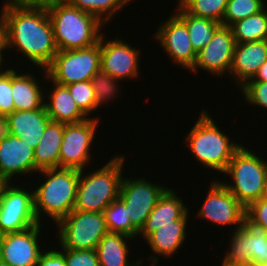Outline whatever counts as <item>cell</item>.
<instances>
[{
    "mask_svg": "<svg viewBox=\"0 0 267 266\" xmlns=\"http://www.w3.org/2000/svg\"><path fill=\"white\" fill-rule=\"evenodd\" d=\"M1 11L7 50L17 49L31 66L46 69L58 51L47 8L5 0Z\"/></svg>",
    "mask_w": 267,
    "mask_h": 266,
    "instance_id": "obj_1",
    "label": "cell"
},
{
    "mask_svg": "<svg viewBox=\"0 0 267 266\" xmlns=\"http://www.w3.org/2000/svg\"><path fill=\"white\" fill-rule=\"evenodd\" d=\"M207 110L199 113L193 127L184 137V144L198 164L223 174L234 153L242 146L221 130ZM214 119V120H213ZM235 141V142H234ZM186 142V143H185Z\"/></svg>",
    "mask_w": 267,
    "mask_h": 266,
    "instance_id": "obj_2",
    "label": "cell"
},
{
    "mask_svg": "<svg viewBox=\"0 0 267 266\" xmlns=\"http://www.w3.org/2000/svg\"><path fill=\"white\" fill-rule=\"evenodd\" d=\"M37 173L45 176L42 184L40 182L38 187H33L37 220L44 224L43 216H47L56 225L74 208L80 170L52 168L42 169Z\"/></svg>",
    "mask_w": 267,
    "mask_h": 266,
    "instance_id": "obj_3",
    "label": "cell"
},
{
    "mask_svg": "<svg viewBox=\"0 0 267 266\" xmlns=\"http://www.w3.org/2000/svg\"><path fill=\"white\" fill-rule=\"evenodd\" d=\"M115 156V157H114ZM109 158L101 168L89 171L80 170L76 201L73 210L82 212H103L119 197L120 184L126 163V154L118 152ZM124 165V166H123Z\"/></svg>",
    "mask_w": 267,
    "mask_h": 266,
    "instance_id": "obj_4",
    "label": "cell"
},
{
    "mask_svg": "<svg viewBox=\"0 0 267 266\" xmlns=\"http://www.w3.org/2000/svg\"><path fill=\"white\" fill-rule=\"evenodd\" d=\"M58 50L87 48L99 42L105 24L68 0L47 7Z\"/></svg>",
    "mask_w": 267,
    "mask_h": 266,
    "instance_id": "obj_5",
    "label": "cell"
},
{
    "mask_svg": "<svg viewBox=\"0 0 267 266\" xmlns=\"http://www.w3.org/2000/svg\"><path fill=\"white\" fill-rule=\"evenodd\" d=\"M253 151L242 145L223 173L230 177L231 183L221 181L245 208L263 198L267 178V160Z\"/></svg>",
    "mask_w": 267,
    "mask_h": 266,
    "instance_id": "obj_6",
    "label": "cell"
},
{
    "mask_svg": "<svg viewBox=\"0 0 267 266\" xmlns=\"http://www.w3.org/2000/svg\"><path fill=\"white\" fill-rule=\"evenodd\" d=\"M101 37L98 43L76 50H58L52 62L43 72V79L59 85L89 81L100 71Z\"/></svg>",
    "mask_w": 267,
    "mask_h": 266,
    "instance_id": "obj_7",
    "label": "cell"
},
{
    "mask_svg": "<svg viewBox=\"0 0 267 266\" xmlns=\"http://www.w3.org/2000/svg\"><path fill=\"white\" fill-rule=\"evenodd\" d=\"M221 266L251 264L267 266V230L246 213L242 226L231 231Z\"/></svg>",
    "mask_w": 267,
    "mask_h": 266,
    "instance_id": "obj_8",
    "label": "cell"
},
{
    "mask_svg": "<svg viewBox=\"0 0 267 266\" xmlns=\"http://www.w3.org/2000/svg\"><path fill=\"white\" fill-rule=\"evenodd\" d=\"M57 239L63 248L94 250L108 232L102 212L72 210L56 224Z\"/></svg>",
    "mask_w": 267,
    "mask_h": 266,
    "instance_id": "obj_9",
    "label": "cell"
},
{
    "mask_svg": "<svg viewBox=\"0 0 267 266\" xmlns=\"http://www.w3.org/2000/svg\"><path fill=\"white\" fill-rule=\"evenodd\" d=\"M19 184L20 181L0 183V236L39 224L34 210L33 190H27L26 183L25 186Z\"/></svg>",
    "mask_w": 267,
    "mask_h": 266,
    "instance_id": "obj_10",
    "label": "cell"
},
{
    "mask_svg": "<svg viewBox=\"0 0 267 266\" xmlns=\"http://www.w3.org/2000/svg\"><path fill=\"white\" fill-rule=\"evenodd\" d=\"M101 117L94 116L79 123L64 124L59 153V168L84 170L92 162L94 139ZM92 155V156H91Z\"/></svg>",
    "mask_w": 267,
    "mask_h": 266,
    "instance_id": "obj_11",
    "label": "cell"
},
{
    "mask_svg": "<svg viewBox=\"0 0 267 266\" xmlns=\"http://www.w3.org/2000/svg\"><path fill=\"white\" fill-rule=\"evenodd\" d=\"M146 177H122L119 198L124 202L131 224L140 232L163 193L165 184H154Z\"/></svg>",
    "mask_w": 267,
    "mask_h": 266,
    "instance_id": "obj_12",
    "label": "cell"
},
{
    "mask_svg": "<svg viewBox=\"0 0 267 266\" xmlns=\"http://www.w3.org/2000/svg\"><path fill=\"white\" fill-rule=\"evenodd\" d=\"M221 179H212L205 200L197 211L196 218L219 226H233V230L242 226L246 208L222 184ZM236 226V227H235Z\"/></svg>",
    "mask_w": 267,
    "mask_h": 266,
    "instance_id": "obj_13",
    "label": "cell"
},
{
    "mask_svg": "<svg viewBox=\"0 0 267 266\" xmlns=\"http://www.w3.org/2000/svg\"><path fill=\"white\" fill-rule=\"evenodd\" d=\"M104 35L105 32L101 35L100 70L121 81L138 79L141 74L139 66L141 50L126 43L122 37L117 36L107 40Z\"/></svg>",
    "mask_w": 267,
    "mask_h": 266,
    "instance_id": "obj_14",
    "label": "cell"
},
{
    "mask_svg": "<svg viewBox=\"0 0 267 266\" xmlns=\"http://www.w3.org/2000/svg\"><path fill=\"white\" fill-rule=\"evenodd\" d=\"M167 19L160 23L153 38L159 42L170 61H174L178 67L191 70L195 65L197 53L192 47L188 28L174 12Z\"/></svg>",
    "mask_w": 267,
    "mask_h": 266,
    "instance_id": "obj_15",
    "label": "cell"
},
{
    "mask_svg": "<svg viewBox=\"0 0 267 266\" xmlns=\"http://www.w3.org/2000/svg\"><path fill=\"white\" fill-rule=\"evenodd\" d=\"M43 227L39 223L26 230L1 235L0 261L9 266H36L45 250L39 243Z\"/></svg>",
    "mask_w": 267,
    "mask_h": 266,
    "instance_id": "obj_16",
    "label": "cell"
},
{
    "mask_svg": "<svg viewBox=\"0 0 267 266\" xmlns=\"http://www.w3.org/2000/svg\"><path fill=\"white\" fill-rule=\"evenodd\" d=\"M235 46L236 41L230 27L221 25L212 40L197 53L195 65L190 71L196 74L201 69L219 78L225 74L228 75L225 77H229Z\"/></svg>",
    "mask_w": 267,
    "mask_h": 266,
    "instance_id": "obj_17",
    "label": "cell"
},
{
    "mask_svg": "<svg viewBox=\"0 0 267 266\" xmlns=\"http://www.w3.org/2000/svg\"><path fill=\"white\" fill-rule=\"evenodd\" d=\"M38 171L35 167L34 149L30 145L14 135L0 142V183L16 182L15 176H36Z\"/></svg>",
    "mask_w": 267,
    "mask_h": 266,
    "instance_id": "obj_18",
    "label": "cell"
},
{
    "mask_svg": "<svg viewBox=\"0 0 267 266\" xmlns=\"http://www.w3.org/2000/svg\"><path fill=\"white\" fill-rule=\"evenodd\" d=\"M189 212L187 211L181 218L176 219L170 224L159 227L155 232H152L145 240L147 246L152 250V255L149 254V258L146 260L150 261L149 266H158L160 256L172 258L178 250L181 248L183 243L187 239V224H189ZM188 221V222H187Z\"/></svg>",
    "mask_w": 267,
    "mask_h": 266,
    "instance_id": "obj_19",
    "label": "cell"
},
{
    "mask_svg": "<svg viewBox=\"0 0 267 266\" xmlns=\"http://www.w3.org/2000/svg\"><path fill=\"white\" fill-rule=\"evenodd\" d=\"M266 60L267 40L236 43L230 77L227 78L235 79L237 88H240L255 76Z\"/></svg>",
    "mask_w": 267,
    "mask_h": 266,
    "instance_id": "obj_20",
    "label": "cell"
},
{
    "mask_svg": "<svg viewBox=\"0 0 267 266\" xmlns=\"http://www.w3.org/2000/svg\"><path fill=\"white\" fill-rule=\"evenodd\" d=\"M12 66V99L15 111H31L44 107L45 86L40 85L39 78ZM24 72V73H23ZM37 78V79H36ZM42 86V87H41Z\"/></svg>",
    "mask_w": 267,
    "mask_h": 266,
    "instance_id": "obj_21",
    "label": "cell"
},
{
    "mask_svg": "<svg viewBox=\"0 0 267 266\" xmlns=\"http://www.w3.org/2000/svg\"><path fill=\"white\" fill-rule=\"evenodd\" d=\"M7 117L11 134L22 139L33 149L39 144L46 126L51 121L45 106L31 111H14Z\"/></svg>",
    "mask_w": 267,
    "mask_h": 266,
    "instance_id": "obj_22",
    "label": "cell"
},
{
    "mask_svg": "<svg viewBox=\"0 0 267 266\" xmlns=\"http://www.w3.org/2000/svg\"><path fill=\"white\" fill-rule=\"evenodd\" d=\"M50 83H52L53 87L50 90L45 88L44 106L51 121L70 124L79 123L88 119L79 109L66 86L56 84L52 81Z\"/></svg>",
    "mask_w": 267,
    "mask_h": 266,
    "instance_id": "obj_23",
    "label": "cell"
},
{
    "mask_svg": "<svg viewBox=\"0 0 267 266\" xmlns=\"http://www.w3.org/2000/svg\"><path fill=\"white\" fill-rule=\"evenodd\" d=\"M187 207L188 205L184 204L183 198L181 199L177 195V191L168 188L149 214L138 237H142L145 241V239L159 227L170 224L176 219L181 218L187 211H189Z\"/></svg>",
    "mask_w": 267,
    "mask_h": 266,
    "instance_id": "obj_24",
    "label": "cell"
},
{
    "mask_svg": "<svg viewBox=\"0 0 267 266\" xmlns=\"http://www.w3.org/2000/svg\"><path fill=\"white\" fill-rule=\"evenodd\" d=\"M132 240L133 238L127 235L108 231L96 247L100 266H142L145 256L138 258L136 262L129 261V244Z\"/></svg>",
    "mask_w": 267,
    "mask_h": 266,
    "instance_id": "obj_25",
    "label": "cell"
},
{
    "mask_svg": "<svg viewBox=\"0 0 267 266\" xmlns=\"http://www.w3.org/2000/svg\"><path fill=\"white\" fill-rule=\"evenodd\" d=\"M64 123L50 121L42 139L34 149L35 167L38 170L59 168V153L63 141Z\"/></svg>",
    "mask_w": 267,
    "mask_h": 266,
    "instance_id": "obj_26",
    "label": "cell"
},
{
    "mask_svg": "<svg viewBox=\"0 0 267 266\" xmlns=\"http://www.w3.org/2000/svg\"><path fill=\"white\" fill-rule=\"evenodd\" d=\"M177 8V9H176ZM174 13L186 24L193 49L198 53L207 45L222 25L210 19L193 16L187 13L179 4L176 6Z\"/></svg>",
    "mask_w": 267,
    "mask_h": 266,
    "instance_id": "obj_27",
    "label": "cell"
},
{
    "mask_svg": "<svg viewBox=\"0 0 267 266\" xmlns=\"http://www.w3.org/2000/svg\"><path fill=\"white\" fill-rule=\"evenodd\" d=\"M236 43L267 40V7L230 26Z\"/></svg>",
    "mask_w": 267,
    "mask_h": 266,
    "instance_id": "obj_28",
    "label": "cell"
},
{
    "mask_svg": "<svg viewBox=\"0 0 267 266\" xmlns=\"http://www.w3.org/2000/svg\"><path fill=\"white\" fill-rule=\"evenodd\" d=\"M73 6L79 10L88 12L96 16L103 24L109 26V22L113 21L115 15L122 11L123 8L134 0H68Z\"/></svg>",
    "mask_w": 267,
    "mask_h": 266,
    "instance_id": "obj_29",
    "label": "cell"
},
{
    "mask_svg": "<svg viewBox=\"0 0 267 266\" xmlns=\"http://www.w3.org/2000/svg\"><path fill=\"white\" fill-rule=\"evenodd\" d=\"M109 232L121 233L136 239L139 231L131 224L124 202L118 197L103 210Z\"/></svg>",
    "mask_w": 267,
    "mask_h": 266,
    "instance_id": "obj_30",
    "label": "cell"
},
{
    "mask_svg": "<svg viewBox=\"0 0 267 266\" xmlns=\"http://www.w3.org/2000/svg\"><path fill=\"white\" fill-rule=\"evenodd\" d=\"M228 0H179V4L187 13L210 19L222 24Z\"/></svg>",
    "mask_w": 267,
    "mask_h": 266,
    "instance_id": "obj_31",
    "label": "cell"
},
{
    "mask_svg": "<svg viewBox=\"0 0 267 266\" xmlns=\"http://www.w3.org/2000/svg\"><path fill=\"white\" fill-rule=\"evenodd\" d=\"M265 1L266 0H228L222 25L230 27L233 23L259 13L267 6Z\"/></svg>",
    "mask_w": 267,
    "mask_h": 266,
    "instance_id": "obj_32",
    "label": "cell"
},
{
    "mask_svg": "<svg viewBox=\"0 0 267 266\" xmlns=\"http://www.w3.org/2000/svg\"><path fill=\"white\" fill-rule=\"evenodd\" d=\"M120 80L113 78L101 70L92 77L91 83L94 89L95 101L97 108L104 104L115 100V97L120 93ZM119 82V83H118ZM120 84V85H119ZM114 98V100H112Z\"/></svg>",
    "mask_w": 267,
    "mask_h": 266,
    "instance_id": "obj_33",
    "label": "cell"
},
{
    "mask_svg": "<svg viewBox=\"0 0 267 266\" xmlns=\"http://www.w3.org/2000/svg\"><path fill=\"white\" fill-rule=\"evenodd\" d=\"M71 96L73 97L75 103L78 105L79 109L88 117L91 118L93 112H97V105L95 101L94 89L89 81H79L77 83L65 85Z\"/></svg>",
    "mask_w": 267,
    "mask_h": 266,
    "instance_id": "obj_34",
    "label": "cell"
},
{
    "mask_svg": "<svg viewBox=\"0 0 267 266\" xmlns=\"http://www.w3.org/2000/svg\"><path fill=\"white\" fill-rule=\"evenodd\" d=\"M239 90L246 104L267 109V82L247 81Z\"/></svg>",
    "mask_w": 267,
    "mask_h": 266,
    "instance_id": "obj_35",
    "label": "cell"
},
{
    "mask_svg": "<svg viewBox=\"0 0 267 266\" xmlns=\"http://www.w3.org/2000/svg\"><path fill=\"white\" fill-rule=\"evenodd\" d=\"M60 249L64 253L66 266H100L96 249L73 250L63 248L61 245Z\"/></svg>",
    "mask_w": 267,
    "mask_h": 266,
    "instance_id": "obj_36",
    "label": "cell"
},
{
    "mask_svg": "<svg viewBox=\"0 0 267 266\" xmlns=\"http://www.w3.org/2000/svg\"><path fill=\"white\" fill-rule=\"evenodd\" d=\"M15 111L12 99V68L0 74V115H8Z\"/></svg>",
    "mask_w": 267,
    "mask_h": 266,
    "instance_id": "obj_37",
    "label": "cell"
},
{
    "mask_svg": "<svg viewBox=\"0 0 267 266\" xmlns=\"http://www.w3.org/2000/svg\"><path fill=\"white\" fill-rule=\"evenodd\" d=\"M245 213L256 223L261 224L267 230V198H260L252 202Z\"/></svg>",
    "mask_w": 267,
    "mask_h": 266,
    "instance_id": "obj_38",
    "label": "cell"
},
{
    "mask_svg": "<svg viewBox=\"0 0 267 266\" xmlns=\"http://www.w3.org/2000/svg\"><path fill=\"white\" fill-rule=\"evenodd\" d=\"M36 266H66L64 253L59 249H45L36 263Z\"/></svg>",
    "mask_w": 267,
    "mask_h": 266,
    "instance_id": "obj_39",
    "label": "cell"
},
{
    "mask_svg": "<svg viewBox=\"0 0 267 266\" xmlns=\"http://www.w3.org/2000/svg\"><path fill=\"white\" fill-rule=\"evenodd\" d=\"M12 2L30 7H49L59 2H63L66 0H11Z\"/></svg>",
    "mask_w": 267,
    "mask_h": 266,
    "instance_id": "obj_40",
    "label": "cell"
},
{
    "mask_svg": "<svg viewBox=\"0 0 267 266\" xmlns=\"http://www.w3.org/2000/svg\"><path fill=\"white\" fill-rule=\"evenodd\" d=\"M11 130L9 125V119L6 115H0V142L10 137Z\"/></svg>",
    "mask_w": 267,
    "mask_h": 266,
    "instance_id": "obj_41",
    "label": "cell"
},
{
    "mask_svg": "<svg viewBox=\"0 0 267 266\" xmlns=\"http://www.w3.org/2000/svg\"><path fill=\"white\" fill-rule=\"evenodd\" d=\"M249 81L267 82V60L259 67L255 76Z\"/></svg>",
    "mask_w": 267,
    "mask_h": 266,
    "instance_id": "obj_42",
    "label": "cell"
},
{
    "mask_svg": "<svg viewBox=\"0 0 267 266\" xmlns=\"http://www.w3.org/2000/svg\"><path fill=\"white\" fill-rule=\"evenodd\" d=\"M5 51H7V47L6 45H0V74L4 73L5 71H7L6 68H8V64H4L5 60H4V55H5ZM3 65L7 66L3 68Z\"/></svg>",
    "mask_w": 267,
    "mask_h": 266,
    "instance_id": "obj_43",
    "label": "cell"
},
{
    "mask_svg": "<svg viewBox=\"0 0 267 266\" xmlns=\"http://www.w3.org/2000/svg\"><path fill=\"white\" fill-rule=\"evenodd\" d=\"M0 45H6L4 41V22L1 9H0Z\"/></svg>",
    "mask_w": 267,
    "mask_h": 266,
    "instance_id": "obj_44",
    "label": "cell"
},
{
    "mask_svg": "<svg viewBox=\"0 0 267 266\" xmlns=\"http://www.w3.org/2000/svg\"><path fill=\"white\" fill-rule=\"evenodd\" d=\"M263 197L267 198V178H266L265 191Z\"/></svg>",
    "mask_w": 267,
    "mask_h": 266,
    "instance_id": "obj_45",
    "label": "cell"
},
{
    "mask_svg": "<svg viewBox=\"0 0 267 266\" xmlns=\"http://www.w3.org/2000/svg\"><path fill=\"white\" fill-rule=\"evenodd\" d=\"M0 266H9V265H7L6 263L0 261Z\"/></svg>",
    "mask_w": 267,
    "mask_h": 266,
    "instance_id": "obj_46",
    "label": "cell"
},
{
    "mask_svg": "<svg viewBox=\"0 0 267 266\" xmlns=\"http://www.w3.org/2000/svg\"><path fill=\"white\" fill-rule=\"evenodd\" d=\"M235 266H253L251 264L235 265Z\"/></svg>",
    "mask_w": 267,
    "mask_h": 266,
    "instance_id": "obj_47",
    "label": "cell"
}]
</instances>
